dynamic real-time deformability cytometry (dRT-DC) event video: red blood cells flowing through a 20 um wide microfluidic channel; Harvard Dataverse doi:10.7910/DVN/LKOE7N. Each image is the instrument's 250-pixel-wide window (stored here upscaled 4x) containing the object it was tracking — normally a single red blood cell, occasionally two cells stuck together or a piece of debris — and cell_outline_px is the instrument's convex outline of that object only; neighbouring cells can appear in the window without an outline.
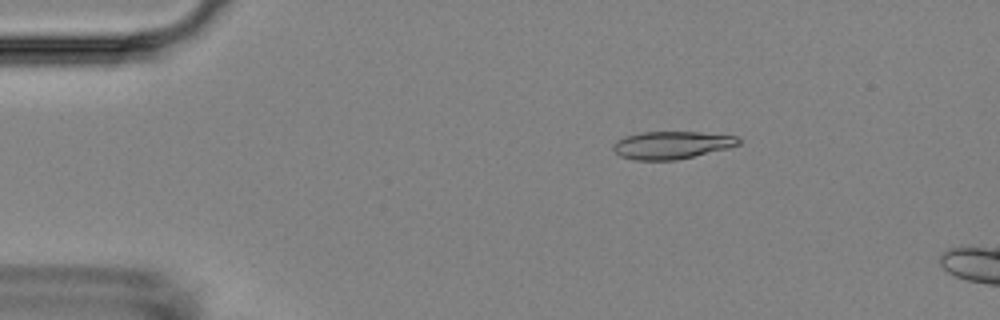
{"species": "Egyptian fruit bat (a non-hibernating species)", "species_latin": "Rousettus aegyptiacus", "temperature_condition": "room temperature", "stored_images_in_passage": 5, "camera_frame_rate_fps": 3000, "um_per_image_px": 0.085, "animal": {"sex": "female"}, "frame": {"image": 1, "passage_image": 3, "time_ms": 2.333, "image_size_px": [1000, 320], "cell_outline_px": [[744, 140], [740, 144], [728, 148], [676, 160], [636, 160], [620, 156], [612, 148], [612, 144], [616, 140], [624, 136], [640, 132], [700, 132], [736, 136]], "centroid_in_image_um": [57.09, 12.32], "position_along_channel_um": 27.9, "area_um2": 20.29}}